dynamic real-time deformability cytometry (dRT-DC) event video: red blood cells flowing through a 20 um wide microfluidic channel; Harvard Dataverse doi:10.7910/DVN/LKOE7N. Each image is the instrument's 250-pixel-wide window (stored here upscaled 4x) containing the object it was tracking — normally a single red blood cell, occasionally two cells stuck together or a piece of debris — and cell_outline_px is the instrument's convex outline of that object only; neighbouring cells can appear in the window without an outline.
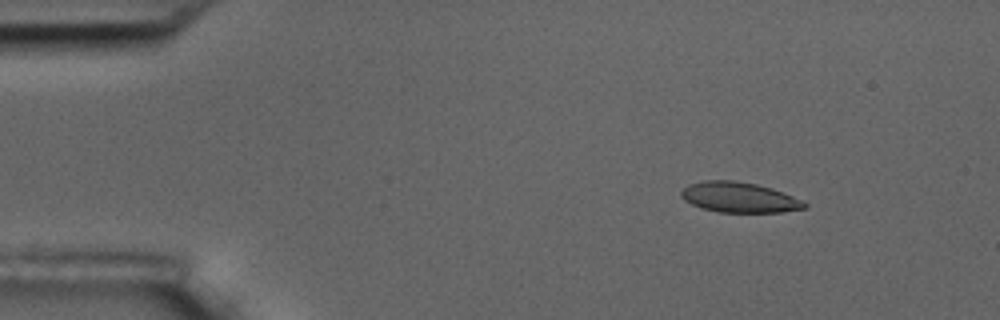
{"species": "common noctule bat (a hibernating species)", "species_latin": "Nyctalus noctula", "temperature_condition": "room temperature", "stored_images_in_passage": 5, "camera_frame_rate_fps": 3000, "um_per_image_px": 0.085, "animal": {"sex": "male", "body_mass_g": 17.5, "forearm_length_mm": 52.3}, "frame": {"image": 1, "passage_image": 3, "time_ms": 2.333, "image_size_px": [1000, 320], "cell_outline_px": [[808, 208], [784, 212], [720, 212], [700, 208], [684, 200], [680, 196], [680, 192], [688, 184], [704, 180], [736, 180], [756, 184], [772, 188], [792, 196], [808, 204]], "centroid_in_image_um": [62.82, 16.77], "position_along_channel_um": 22.2, "area_um2": 21.91}}
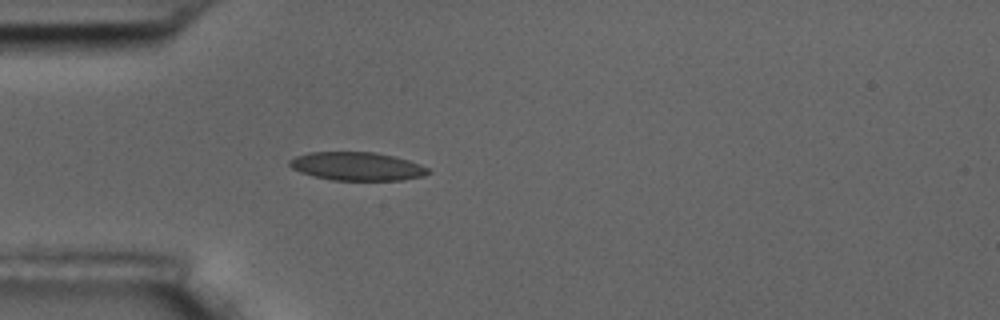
{"frame": {"image": 2, "passage_image": 5, "time_ms": 5.333, "image_size_px": [1000, 320], "cell_outline_px": [[432, 172], [424, 176], [400, 180], [332, 180], [300, 172], [292, 168], [288, 164], [288, 160], [296, 156], [308, 152], [376, 152], [396, 156], [420, 164], [428, 168]], "centroid_in_image_um": [30.36, 14.13], "position_along_channel_um": 54.6, "area_um2": 23.0}}